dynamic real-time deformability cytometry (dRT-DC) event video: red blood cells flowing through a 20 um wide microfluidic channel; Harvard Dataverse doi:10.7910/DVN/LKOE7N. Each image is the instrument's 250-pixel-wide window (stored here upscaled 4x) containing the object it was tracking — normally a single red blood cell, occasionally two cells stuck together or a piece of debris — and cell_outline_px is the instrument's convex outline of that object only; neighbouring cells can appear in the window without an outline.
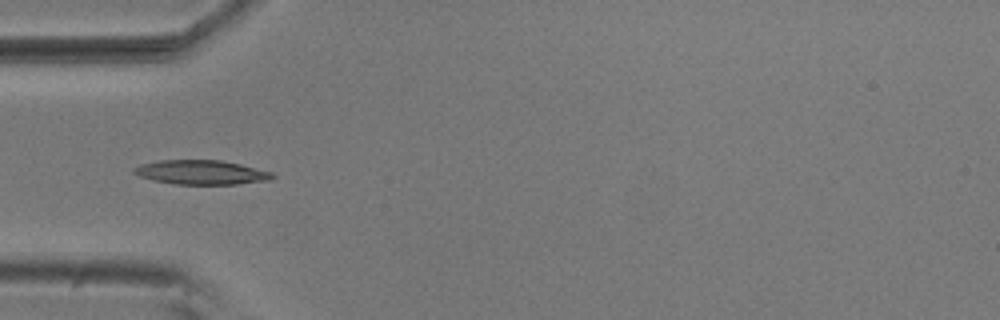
{"species": "common noctule bat (a hibernating species)", "species_latin": "Nyctalus noctula", "temperature_condition": "room temperature", "stored_images_in_passage": 2, "camera_frame_rate_fps": 3000, "um_per_image_px": 0.085, "animal": {"sex": "male", "body_mass_g": 20.5, "forearm_length_mm": 52.5}, "frame": {"image": 1, "passage_image": 1, "time_ms": 0.0, "image_size_px": [1000, 320], "cell_outline_px": [[276, 176], [272, 180], [236, 184], [176, 184], [152, 180], [140, 176], [132, 172], [132, 168], [140, 164], [160, 160], [220, 160], [240, 164], [272, 172]], "centroid_in_image_um": [17.11, 14.65], "position_along_channel_um": 67.9, "area_um2": 19.65}}
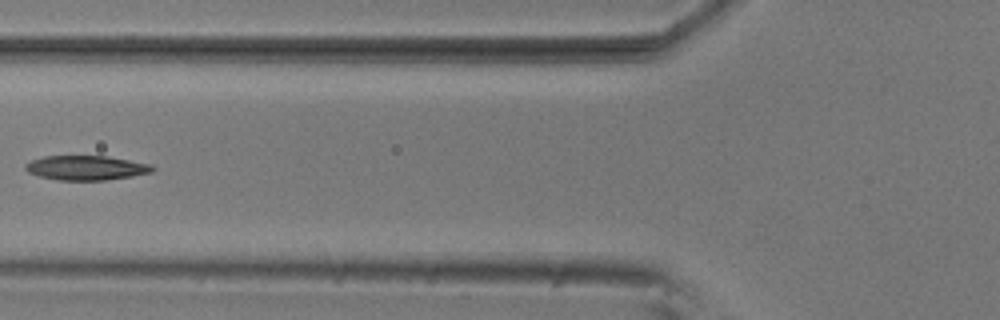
{"frame": {"image": 2, "passage_image": 2, "time_ms": 0.333, "image_size_px": [1000, 320], "cell_outline_px": [[156, 168], [152, 172], [132, 176], [104, 180], [56, 180], [40, 176], [28, 172], [24, 168], [24, 164], [32, 160], [44, 156], [108, 156], [152, 164]], "centroid_in_image_um": [7.34, 14.26], "position_along_channel_um": 118.5, "area_um2": 18.21}}